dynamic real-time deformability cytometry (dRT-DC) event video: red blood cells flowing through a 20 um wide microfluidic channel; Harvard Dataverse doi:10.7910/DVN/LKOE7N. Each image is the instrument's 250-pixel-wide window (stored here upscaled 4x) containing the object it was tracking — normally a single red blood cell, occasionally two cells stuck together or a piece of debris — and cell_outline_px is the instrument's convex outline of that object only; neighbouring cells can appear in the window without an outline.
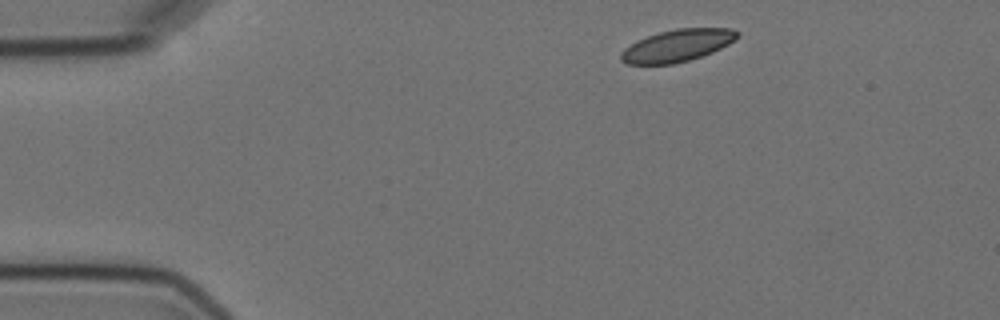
{"species": "Egyptian fruit bat (a non-hibernating species)", "species_latin": "Rousettus aegyptiacus", "temperature_condition": "cold", "stored_images_in_passage": 3, "camera_frame_rate_fps": 3000, "um_per_image_px": 0.085, "animal": {"sex": "female"}, "frame": {"image": 1, "passage_image": 1, "time_ms": 0.0, "image_size_px": [1000, 320], "cell_outline_px": [[740, 36], [728, 44], [712, 52], [688, 60], [672, 64], [624, 64], [620, 60], [620, 52], [624, 48], [636, 40], [660, 32], [676, 28], [732, 28], [740, 32]], "centroid_in_image_um": [57.55, 3.87], "position_along_channel_um": 27.5, "area_um2": 21.85}}